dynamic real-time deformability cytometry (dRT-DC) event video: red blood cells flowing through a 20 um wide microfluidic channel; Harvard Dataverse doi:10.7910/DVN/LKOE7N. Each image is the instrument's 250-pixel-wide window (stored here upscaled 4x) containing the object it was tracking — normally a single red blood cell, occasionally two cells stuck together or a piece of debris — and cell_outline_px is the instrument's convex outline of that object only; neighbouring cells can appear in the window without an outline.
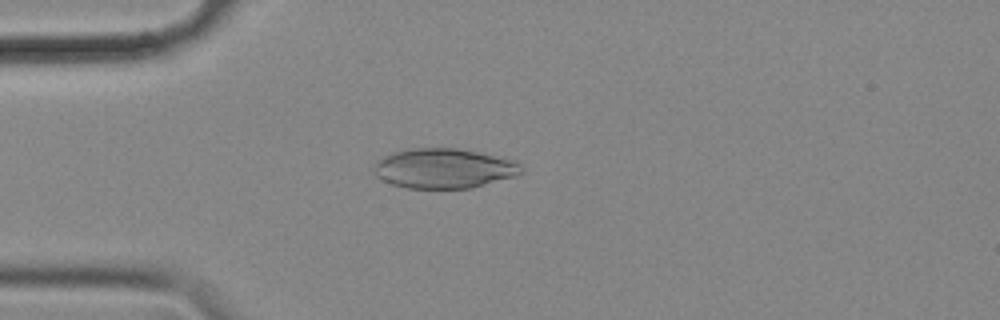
{"species": "common noctule bat (a hibernating species)", "species_latin": "Nyctalus noctula", "temperature_condition": "cold", "stored_images_in_passage": 54, "camera_frame_rate_fps": 3000, "um_per_image_px": 0.085, "animal": {"sex": "female", "body_mass_g": 18.4}, "frame": {"image": 1, "passage_image": 13, "time_ms": 4.0, "image_size_px": [1000, 320], "cell_outline_px": [[524, 172], [516, 176], [472, 188], [408, 188], [392, 184], [376, 176], [372, 172], [372, 168], [384, 156], [392, 152], [412, 148], [456, 148], [516, 160], [524, 168]], "centroid_in_image_um": [37.76, 14.31], "position_along_channel_um": 47.2, "area_um2": 34.28}}
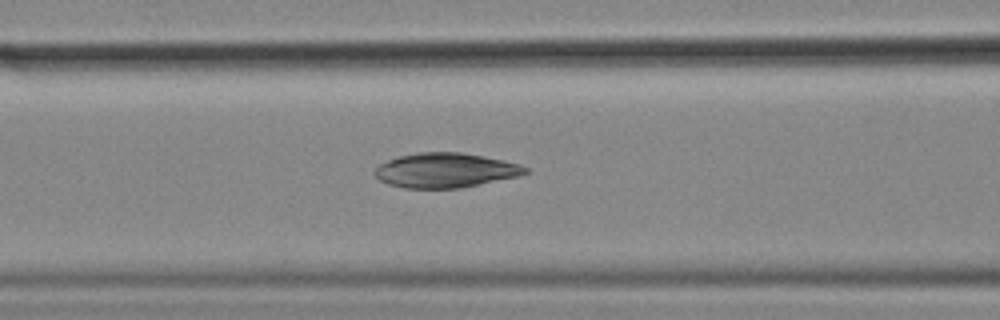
{"frame": {"image": 2, "passage_image": 21, "time_ms": 6.667, "image_size_px": [1000, 320], "cell_outline_px": [[528, 172], [516, 176], [460, 188], [404, 188], [388, 184], [380, 180], [372, 172], [380, 164], [388, 160], [400, 156], [416, 152], [460, 152], [484, 156], [520, 164], [528, 168]], "centroid_in_image_um": [37.82, 14.47], "position_along_channel_um": 128.8, "area_um2": 30.17}}
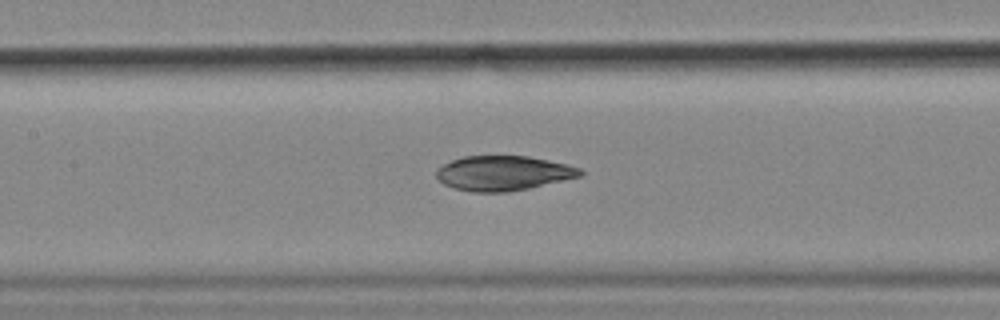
{"frame": {"image": 3, "passage_image": 24, "time_ms": 7.667, "image_size_px": [1000, 320], "cell_outline_px": [[584, 176], [528, 188], [508, 192], [472, 192], [452, 188], [444, 184], [436, 176], [436, 168], [452, 160], [464, 156], [528, 156], [568, 164], [580, 168], [584, 172]], "centroid_in_image_um": [42.79, 14.72], "position_along_channel_um": 164.6, "area_um2": 29.3}}